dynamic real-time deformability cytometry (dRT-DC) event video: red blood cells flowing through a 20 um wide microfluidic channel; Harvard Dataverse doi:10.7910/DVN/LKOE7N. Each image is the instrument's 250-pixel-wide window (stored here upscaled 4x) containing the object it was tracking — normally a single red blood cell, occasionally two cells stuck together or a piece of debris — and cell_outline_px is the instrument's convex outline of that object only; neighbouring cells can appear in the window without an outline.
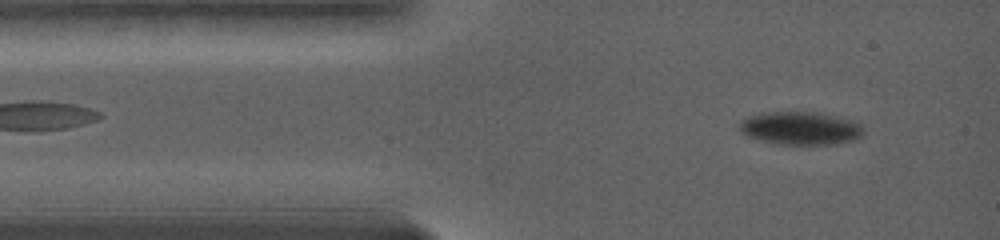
{"species": "common noctule bat (a hibernating species)", "species_latin": "Nyctalus noctula", "temperature_condition": "warm", "stored_images_in_passage": 29, "segment_of_instrument_passage": [1, 2], "camera_frame_rate_fps": 5000, "um_per_image_px": 0.085, "animal": {"sex": "female", "body_mass_g": 19.0, "forearm_length_mm": 56.7}, "frame": {"image": 1, "passage_image": 2, "time_ms": 0.4, "image_size_px": [1000, 240], "cell_outline_px": [[864, 136], [856, 140], [828, 144], [780, 144], [748, 136], [740, 128], [740, 124], [744, 120], [752, 116], [776, 112], [796, 112], [828, 116], [848, 120], [860, 124], [864, 132]], "centroid_in_image_um": [68.1, 10.93], "position_along_channel_um": 16.9, "area_um2": 22.66}}
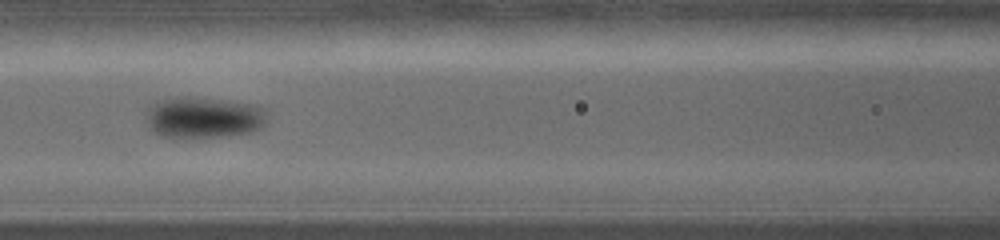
{"frame": {"image": 2, "passage_image": 12, "time_ms": 5.2, "image_size_px": [1000, 240], "cell_outline_px": [[264, 120], [260, 128], [248, 132], [220, 136], [164, 136], [156, 132], [152, 128], [148, 120], [148, 104], [176, 96], [184, 96], [256, 104], [264, 108]], "centroid_in_image_um": [17.3, 9.94], "position_along_channel_um": 149.3, "area_um2": 28.15}}
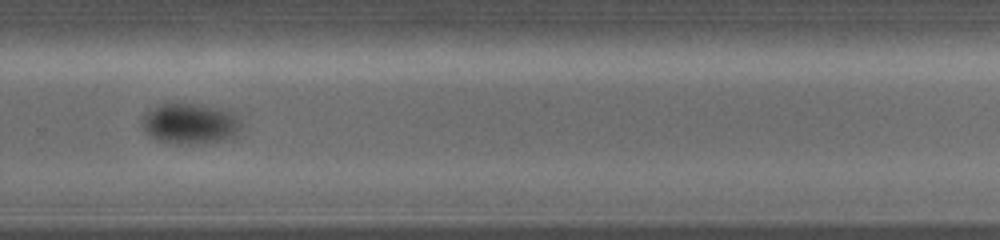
{"frame": {"image": 3, "passage_image": 20, "time_ms": 9.8, "image_size_px": [1000, 240], "cell_outline_px": [[240, 128], [236, 136], [220, 140], [192, 144], [180, 144], [160, 140], [152, 136], [140, 124], [140, 120], [148, 108], [160, 104], [176, 100], [216, 108], [232, 112], [240, 120]], "centroid_in_image_um": [16.1, 10.46], "position_along_channel_um": 313.7, "area_um2": 23.7}}